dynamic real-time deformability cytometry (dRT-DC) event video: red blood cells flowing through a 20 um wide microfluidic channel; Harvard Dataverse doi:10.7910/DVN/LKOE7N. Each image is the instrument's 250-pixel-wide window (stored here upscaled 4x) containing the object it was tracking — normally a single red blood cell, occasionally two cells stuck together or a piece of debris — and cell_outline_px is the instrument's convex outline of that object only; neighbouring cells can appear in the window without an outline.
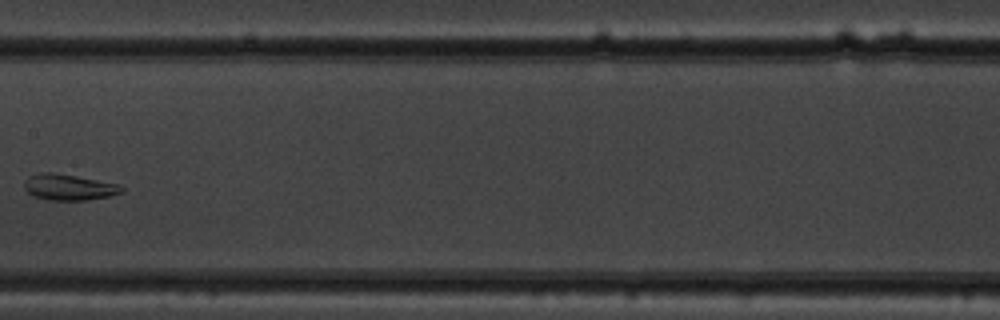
{"species": "common noctule bat (a hibernating species)", "species_latin": "Nyctalus noctula", "temperature_condition": "warm", "stored_images_in_passage": 9, "camera_frame_rate_fps": 3000, "um_per_image_px": 0.085, "animal": {"sex": "male", "body_mass_g": 19.5, "forearm_length_mm": 54.6}, "frame": {"image": 1, "passage_image": 7, "time_ms": 2.0, "image_size_px": [1000, 320], "cell_outline_px": [[124, 192], [108, 196], [88, 200], [48, 200], [36, 196], [28, 192], [24, 188], [24, 180], [28, 176], [44, 172], [52, 172], [76, 176], [116, 184], [124, 188]], "centroid_in_image_um": [5.83, 15.91], "position_along_channel_um": 201.6, "area_um2": 14.57}}
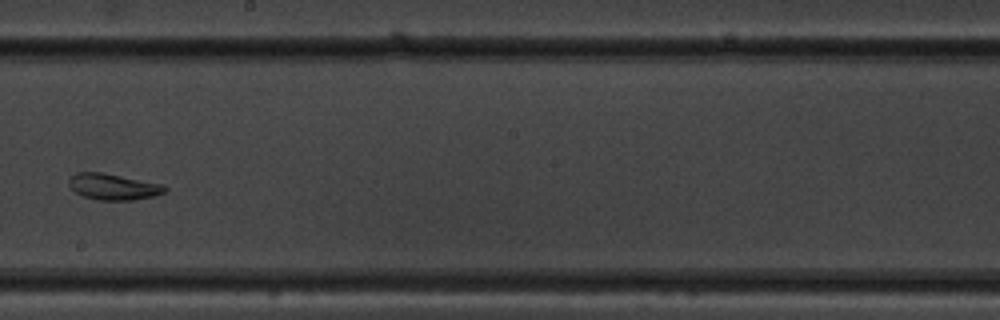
{"frame": {"image": 2, "passage_image": 8, "time_ms": 2.333, "image_size_px": [1000, 320], "cell_outline_px": [[168, 192], [156, 196], [132, 200], [100, 200], [84, 196], [76, 192], [68, 184], [68, 176], [76, 172], [100, 172], [164, 184], [168, 188]], "centroid_in_image_um": [9.66, 15.87], "position_along_channel_um": 238.5, "area_um2": 14.8}}